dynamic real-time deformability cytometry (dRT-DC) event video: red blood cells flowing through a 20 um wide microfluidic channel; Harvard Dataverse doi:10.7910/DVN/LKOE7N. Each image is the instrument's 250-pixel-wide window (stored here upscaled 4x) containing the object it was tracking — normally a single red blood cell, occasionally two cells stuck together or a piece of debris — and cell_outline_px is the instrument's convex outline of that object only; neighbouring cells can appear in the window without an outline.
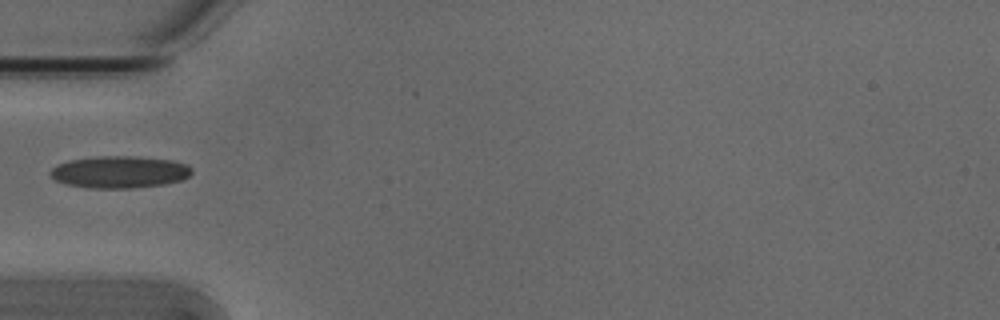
{"species": "Egyptian fruit bat (a non-hibernating species)", "species_latin": "Rousettus aegyptiacus", "temperature_condition": "cold", "stored_images_in_passage": 37, "camera_frame_rate_fps": 3000, "um_per_image_px": 0.085, "animal": {"sex": "male"}, "frame": {"image": 1, "passage_image": 1, "time_ms": 0.0, "image_size_px": [1000, 320], "cell_outline_px": [[192, 172], [184, 180], [164, 184], [136, 188], [88, 188], [64, 184], [56, 180], [48, 172], [56, 164], [72, 160], [96, 156], [136, 156], [172, 160], [188, 164], [192, 168]], "centroid_in_image_um": [10.18, 14.62], "position_along_channel_um": 74.8, "area_um2": 26.7}}
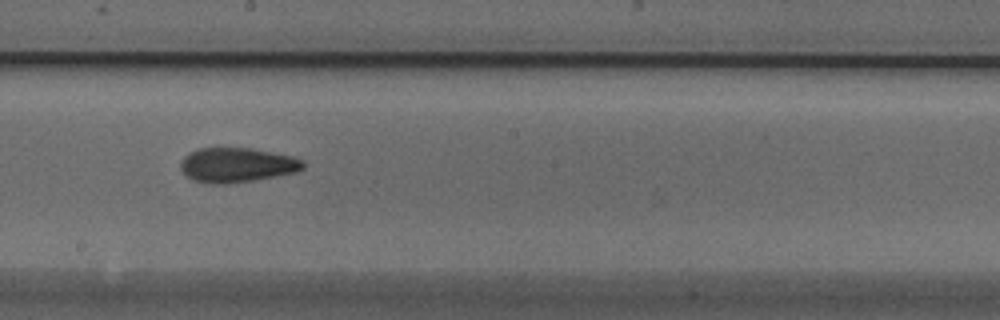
{"frame": {"image": 2, "passage_image": 13, "time_ms": 4.0, "image_size_px": [1000, 320], "cell_outline_px": [[304, 168], [296, 172], [252, 180], [224, 184], [212, 184], [192, 180], [180, 172], [180, 164], [184, 156], [188, 152], [200, 148], [252, 148], [292, 156], [304, 160]], "centroid_in_image_um": [20.1, 14.02], "position_along_channel_um": 228.1, "area_um2": 24.8}}
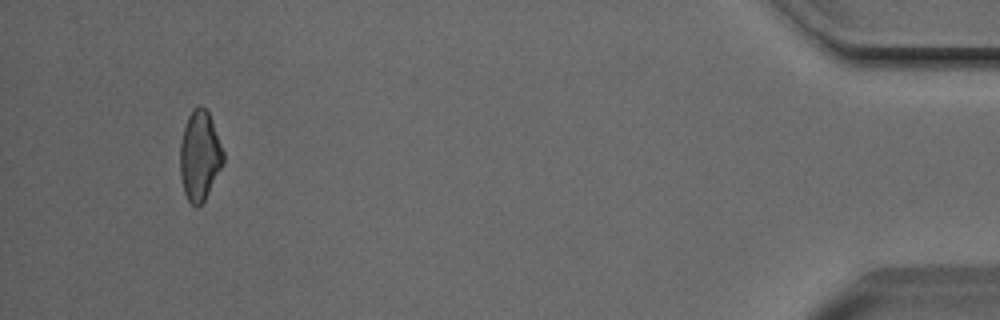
{"frame": {"image": 3, "passage_image": 34, "time_ms": 11.0, "image_size_px": [1000, 320], "cell_outline_px": [[224, 160], [204, 200], [196, 208], [188, 200], [184, 192], [180, 176], [180, 144], [184, 128], [188, 116], [200, 104], [208, 112], [212, 120], [224, 152]], "centroid_in_image_um": [16.96, 13.23], "position_along_channel_um": 418.2, "area_um2": 22.2}}